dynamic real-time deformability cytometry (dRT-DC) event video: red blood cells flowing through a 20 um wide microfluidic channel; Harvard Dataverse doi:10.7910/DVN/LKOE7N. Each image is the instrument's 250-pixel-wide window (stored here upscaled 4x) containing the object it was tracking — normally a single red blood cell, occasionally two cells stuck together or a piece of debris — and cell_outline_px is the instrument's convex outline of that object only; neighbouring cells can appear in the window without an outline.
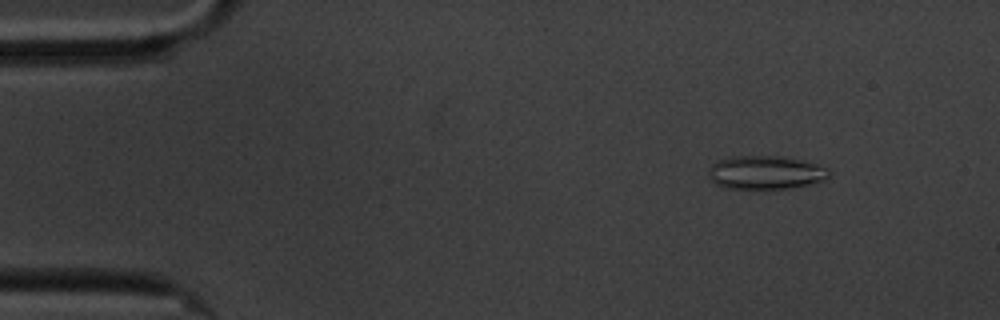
{"species": "common noctule bat (a hibernating species)", "species_latin": "Nyctalus noctula", "temperature_condition": "cold", "stored_images_in_passage": 59, "camera_frame_rate_fps": 3000, "um_per_image_px": 0.085, "animal": {"sex": "male", "body_mass_g": 20.1, "forearm_length_mm": 53.5}, "frame": {"image": 1, "passage_image": 7, "time_ms": 2.0, "image_size_px": [1000, 320], "cell_outline_px": [[832, 172], [824, 180], [816, 184], [792, 188], [756, 192], [724, 188], [716, 184], [708, 176], [708, 168], [716, 160], [732, 156], [784, 156], [804, 160], [828, 168]], "centroid_in_image_um": [65.07, 14.71], "position_along_channel_um": 19.9, "area_um2": 24.91}}
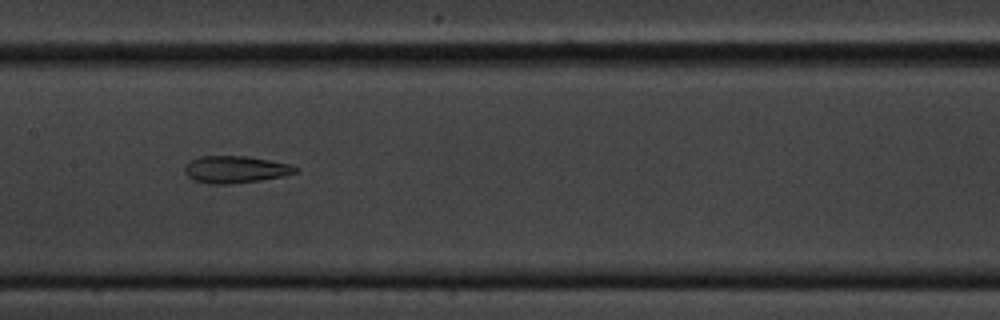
{"frame": {"image": 2, "passage_image": 29, "time_ms": 9.333, "image_size_px": [1000, 320], "cell_outline_px": [[300, 168], [296, 172], [284, 176], [260, 180], [228, 184], [208, 184], [192, 180], [184, 172], [184, 168], [188, 160], [200, 156], [248, 156], [288, 164]], "centroid_in_image_um": [19.96, 14.4], "position_along_channel_um": 187.4, "area_um2": 17.57}}
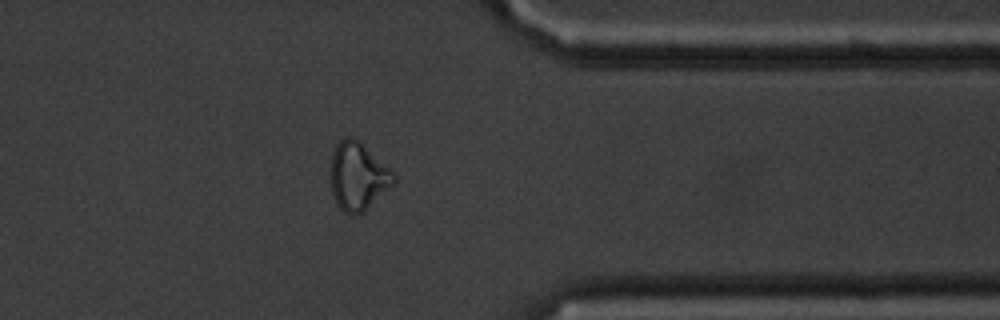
{"frame": {"image": 3, "passage_image": 47, "time_ms": 15.333, "image_size_px": [1000, 320], "cell_outline_px": [[396, 180], [364, 212], [356, 216], [348, 216], [340, 208], [332, 192], [332, 156], [336, 144], [344, 136], [352, 136], [388, 168], [396, 176]], "centroid_in_image_um": [30.41, 15.03], "position_along_channel_um": 381.0, "area_um2": 24.22}, "authors_computed_cell_mechanics": {"area_um2": 22.0218, "velocity_mm_per_s": 3.3918, "shape_relaxation_time_tau1_ms": null, "shape_relaxation_time_tau2_ms": 2.479, "deformation_change_tau1": null, "deformation_change_tau2": 0.1131}}